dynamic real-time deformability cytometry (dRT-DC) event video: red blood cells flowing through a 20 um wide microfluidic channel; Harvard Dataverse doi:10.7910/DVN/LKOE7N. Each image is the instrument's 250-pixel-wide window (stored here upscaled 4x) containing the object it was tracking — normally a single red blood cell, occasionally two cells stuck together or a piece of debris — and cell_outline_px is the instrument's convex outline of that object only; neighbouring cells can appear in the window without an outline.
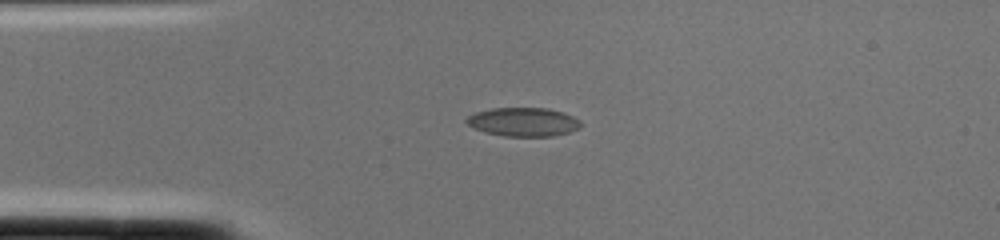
{"species": "common noctule bat (a hibernating species)", "species_latin": "Nyctalus noctula", "temperature_condition": "cold", "stored_images_in_passage": 1, "camera_frame_rate_fps": 3000, "um_per_image_px": 0.085, "animal": {"sex": "female", "body_mass_g": 22.0, "forearm_length_mm": 56.7}, "frame": {"image": 1, "passage_image": 1, "time_ms": 0.0, "image_size_px": [1000, 240], "cell_outline_px": [[580, 128], [568, 132], [552, 136], [504, 136], [484, 132], [468, 124], [464, 120], [468, 116], [476, 112], [492, 108], [548, 108], [564, 112], [580, 120]], "centroid_in_image_um": [44.49, 10.36], "position_along_channel_um": 40.5, "area_um2": 19.07}}